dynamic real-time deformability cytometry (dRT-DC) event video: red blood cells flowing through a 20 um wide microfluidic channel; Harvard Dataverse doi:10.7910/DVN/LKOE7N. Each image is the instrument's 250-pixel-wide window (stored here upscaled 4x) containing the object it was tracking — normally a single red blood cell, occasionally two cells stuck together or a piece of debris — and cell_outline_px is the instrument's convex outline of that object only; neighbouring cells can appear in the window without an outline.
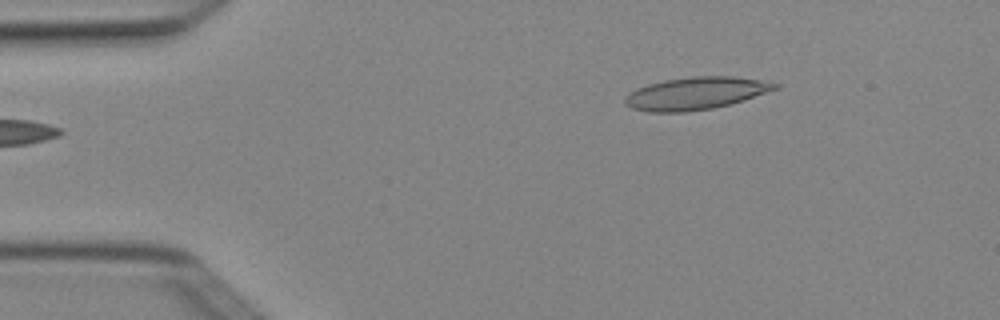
{"species": "Egyptian fruit bat (a non-hibernating species)", "species_latin": "Rousettus aegyptiacus", "temperature_condition": "cold", "stored_images_in_passage": 5, "camera_frame_rate_fps": 3000, "um_per_image_px": 0.085, "animal": {"sex": "female"}, "frame": {"image": 1, "passage_image": 5, "time_ms": 1.333, "image_size_px": [1000, 320], "cell_outline_px": [[780, 88], [728, 104], [712, 108], [684, 112], [648, 112], [632, 108], [624, 104], [624, 96], [628, 92], [636, 88], [648, 84], [664, 80], [692, 76], [732, 76], [780, 84]], "centroid_in_image_um": [59.05, 7.93], "position_along_channel_um": 25.9, "area_um2": 28.21}}